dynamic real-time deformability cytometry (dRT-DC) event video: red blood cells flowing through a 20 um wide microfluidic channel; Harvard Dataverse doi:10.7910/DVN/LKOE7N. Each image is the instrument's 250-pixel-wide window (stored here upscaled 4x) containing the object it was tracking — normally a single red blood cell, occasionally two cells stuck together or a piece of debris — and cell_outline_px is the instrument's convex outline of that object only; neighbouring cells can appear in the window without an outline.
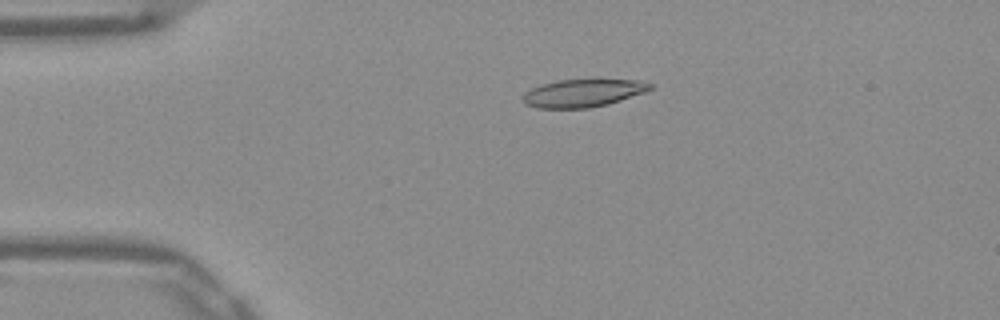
{"species": "Egyptian fruit bat (a non-hibernating species)", "species_latin": "Rousettus aegyptiacus", "temperature_condition": "warm", "stored_images_in_passage": 43, "camera_frame_rate_fps": 3000, "um_per_image_px": 0.085, "frame": {"image": 1, "passage_image": 2, "time_ms": 0.333, "image_size_px": [1000, 320], "cell_outline_px": [[652, 88], [644, 92], [608, 104], [588, 108], [536, 108], [524, 104], [520, 100], [524, 92], [540, 84], [556, 80], [640, 80], [652, 84]], "centroid_in_image_um": [49.47, 7.92], "position_along_channel_um": 35.5, "area_um2": 20.63}}
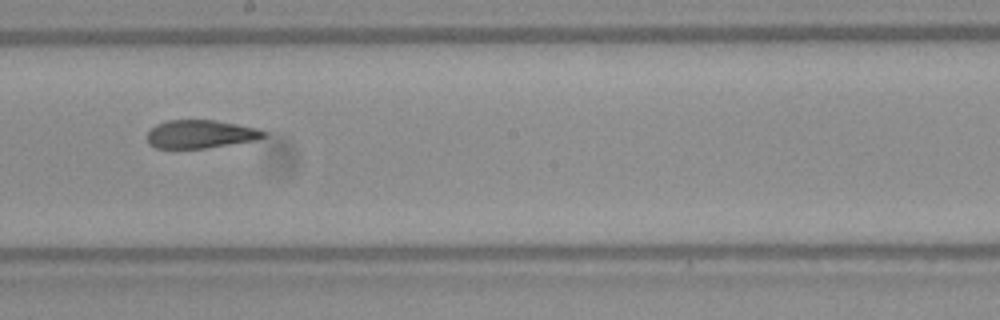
{"frame": {"image": 2, "passage_image": 20, "time_ms": 6.333, "image_size_px": [1000, 320], "cell_outline_px": [[268, 132], [264, 136], [256, 140], [204, 148], [156, 148], [148, 144], [148, 132], [156, 124], [168, 120], [216, 120], [260, 128]], "centroid_in_image_um": [17.07, 11.39], "position_along_channel_um": 231.1, "area_um2": 19.19}}
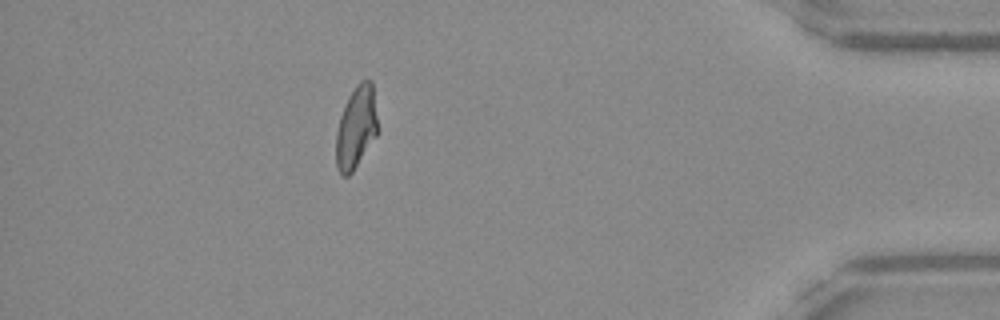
{"frame": {"image": 3, "passage_image": 37, "time_ms": 12.0, "image_size_px": [1000, 320], "cell_outline_px": [[380, 132], [352, 172], [348, 176], [340, 176], [336, 168], [336, 132], [340, 116], [344, 104], [348, 96], [356, 84], [360, 80], [372, 80], [380, 128]], "centroid_in_image_um": [30.3, 10.82], "position_along_channel_um": 404.9, "area_um2": 20.75}, "authors_computed_cell_mechanics": {"area_um2": 20.6346, "velocity_mm_per_s": 3.9028, "shape_relaxation_time_tau1_ms": null, "shape_relaxation_time_tau2_ms": 2.0039, "deformation_change_tau1": null, "deformation_change_tau2": 0.1015}}